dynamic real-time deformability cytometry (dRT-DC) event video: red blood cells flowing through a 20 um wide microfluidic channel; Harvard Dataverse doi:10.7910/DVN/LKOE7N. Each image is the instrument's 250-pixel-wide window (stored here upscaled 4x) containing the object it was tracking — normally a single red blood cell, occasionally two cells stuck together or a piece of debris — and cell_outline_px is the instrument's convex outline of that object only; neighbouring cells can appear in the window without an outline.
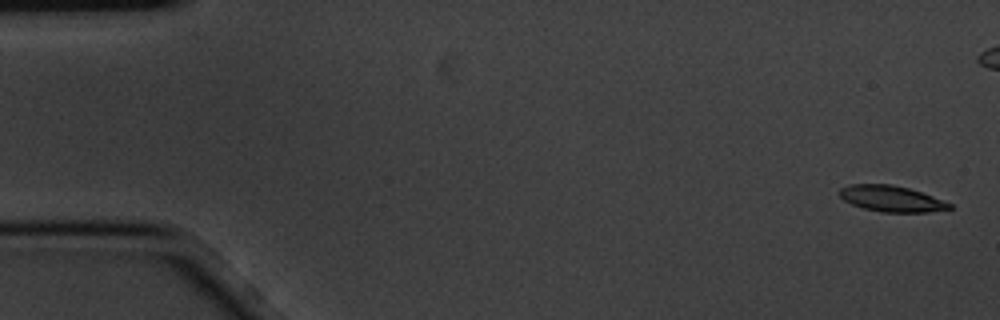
{"species": "common noctule bat (a hibernating species)", "species_latin": "Nyctalus noctula", "temperature_condition": "cold", "stored_images_in_passage": 6, "camera_frame_rate_fps": 3000, "um_per_image_px": 0.085, "animal": {"sex": "male", "body_mass_g": 20.1, "forearm_length_mm": 53.5}, "frame": {"image": 1, "passage_image": 1, "time_ms": 0.0, "image_size_px": [1000, 320], "cell_outline_px": [[952, 208], [928, 212], [880, 212], [864, 208], [852, 204], [844, 200], [840, 196], [840, 188], [848, 184], [892, 184], [908, 188], [932, 196], [952, 204]], "centroid_in_image_um": [75.75, 16.88], "position_along_channel_um": 9.3, "area_um2": 16.53}}
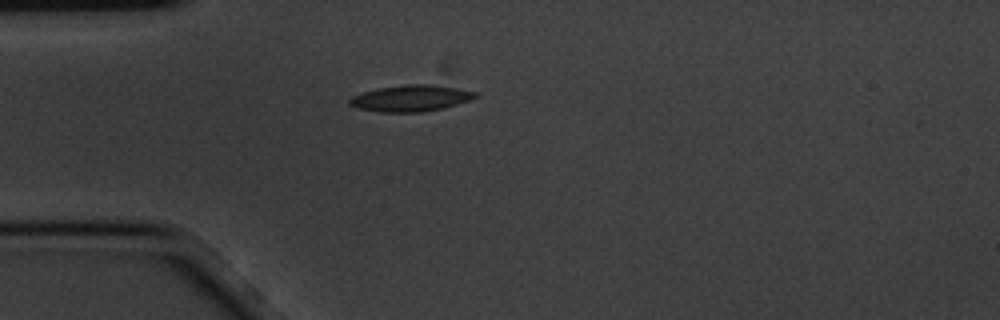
{"frame": {"image": 2, "passage_image": 6, "time_ms": 1.667, "image_size_px": [1000, 320], "cell_outline_px": [[480, 96], [456, 104], [440, 108], [420, 112], [380, 112], [356, 108], [348, 104], [348, 100], [352, 96], [364, 92], [380, 88], [408, 84], [432, 84], [456, 88], [476, 92]], "centroid_in_image_um": [34.89, 8.35], "position_along_channel_um": 50.1, "area_um2": 19.07}}